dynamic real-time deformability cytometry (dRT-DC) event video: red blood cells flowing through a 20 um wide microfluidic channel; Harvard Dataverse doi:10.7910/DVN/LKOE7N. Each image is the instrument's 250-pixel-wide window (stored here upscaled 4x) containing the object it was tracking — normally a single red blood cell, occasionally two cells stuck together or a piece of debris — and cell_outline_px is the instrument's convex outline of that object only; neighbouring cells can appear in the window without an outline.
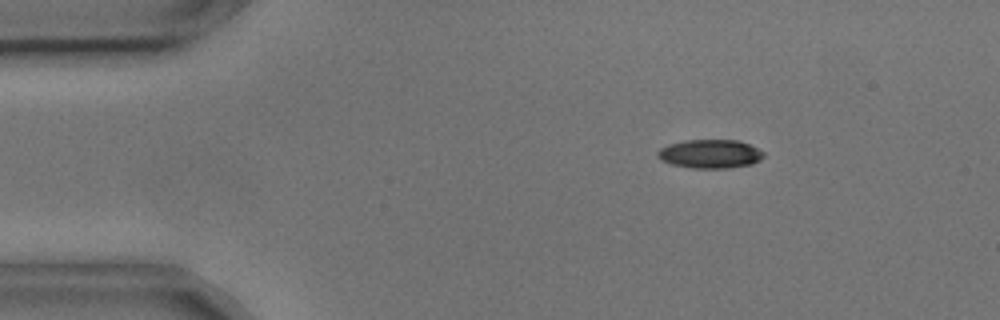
{"species": "common noctule bat (a hibernating species)", "species_latin": "Nyctalus noctula", "temperature_condition": "cold", "stored_images_in_passage": 5, "camera_frame_rate_fps": 3000, "um_per_image_px": 0.085, "animal": {"sex": "male", "body_mass_g": 17.9, "forearm_length_mm": 54.2}, "frame": {"image": 1, "passage_image": 3, "time_ms": 0.667, "image_size_px": [1000, 320], "cell_outline_px": [[764, 156], [760, 160], [752, 164], [728, 168], [692, 168], [672, 164], [660, 160], [656, 156], [656, 152], [660, 148], [668, 144], [684, 140], [740, 140], [764, 152]], "centroid_in_image_um": [60.33, 13.08], "position_along_channel_um": 24.7, "area_um2": 17.86}}